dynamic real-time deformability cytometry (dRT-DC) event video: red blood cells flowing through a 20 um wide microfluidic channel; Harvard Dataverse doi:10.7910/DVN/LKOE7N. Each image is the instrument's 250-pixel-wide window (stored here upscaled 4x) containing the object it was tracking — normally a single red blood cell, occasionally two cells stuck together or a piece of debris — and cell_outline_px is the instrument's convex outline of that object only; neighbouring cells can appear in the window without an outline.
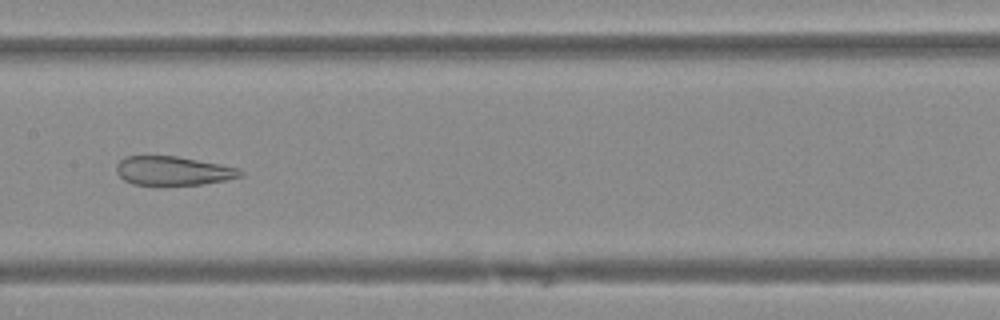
{"species": "Egyptian fruit bat (a non-hibernating species)", "species_latin": "Rousettus aegyptiacus", "temperature_condition": "warm", "stored_images_in_passage": 40, "camera_frame_rate_fps": 3000, "um_per_image_px": 0.085, "animal": {"sex": "female"}, "frame": {"image": 1, "passage_image": 16, "time_ms": 5.0, "image_size_px": [1000, 320], "cell_outline_px": [[244, 172], [240, 176], [224, 180], [204, 184], [132, 184], [124, 180], [116, 172], [116, 164], [124, 156], [176, 156], [240, 168]], "centroid_in_image_um": [14.68, 14.51], "position_along_channel_um": 192.7, "area_um2": 20.63}}
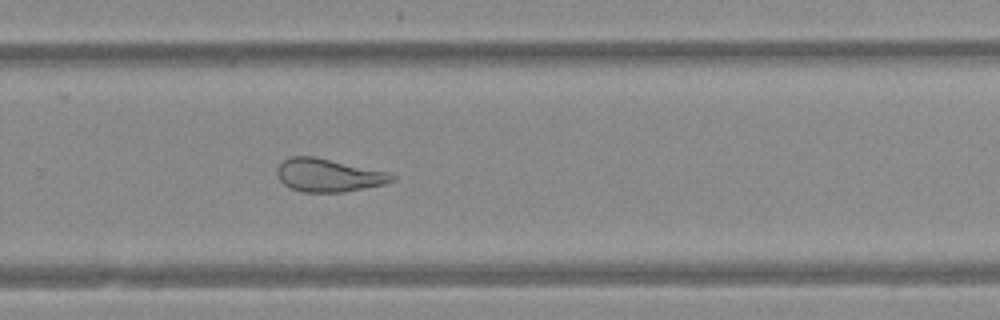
{"frame": {"image": 2, "passage_image": 24, "time_ms": 7.667, "image_size_px": [1000, 320], "cell_outline_px": [[396, 180], [384, 184], [344, 192], [304, 192], [292, 188], [284, 184], [280, 180], [276, 172], [276, 168], [284, 160], [292, 156], [312, 156], [388, 172], [396, 176]], "centroid_in_image_um": [27.92, 14.9], "position_along_channel_um": 301.9, "area_um2": 21.91}}
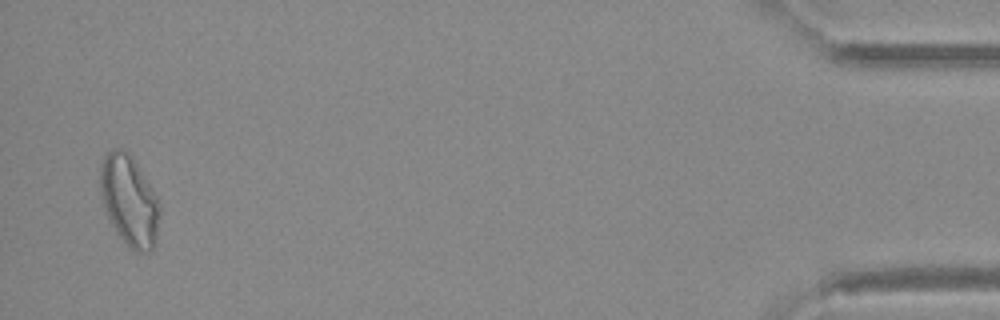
{"frame": {"image": 3, "passage_image": 39, "time_ms": 12.667, "image_size_px": [1000, 320], "cell_outline_px": [[160, 212], [156, 236], [152, 248], [148, 252], [136, 252], [124, 244], [112, 224], [108, 216], [100, 192], [100, 164], [104, 156], [112, 148], [124, 148], [132, 156], [156, 196], [160, 204]], "centroid_in_image_um": [10.98, 17.03], "position_along_channel_um": 424.2, "area_um2": 31.15}}